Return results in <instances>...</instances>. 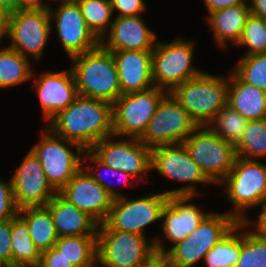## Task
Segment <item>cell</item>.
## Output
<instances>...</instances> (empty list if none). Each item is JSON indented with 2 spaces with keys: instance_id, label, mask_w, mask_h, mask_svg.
<instances>
[{
  "instance_id": "6da1fadb",
  "label": "cell",
  "mask_w": 266,
  "mask_h": 267,
  "mask_svg": "<svg viewBox=\"0 0 266 267\" xmlns=\"http://www.w3.org/2000/svg\"><path fill=\"white\" fill-rule=\"evenodd\" d=\"M46 127L55 135L90 150L97 142L114 135L112 104L78 95Z\"/></svg>"
},
{
  "instance_id": "7a4b0ae2",
  "label": "cell",
  "mask_w": 266,
  "mask_h": 267,
  "mask_svg": "<svg viewBox=\"0 0 266 267\" xmlns=\"http://www.w3.org/2000/svg\"><path fill=\"white\" fill-rule=\"evenodd\" d=\"M79 95L113 104L121 95L117 65L111 51L101 45L71 58Z\"/></svg>"
},
{
  "instance_id": "3957f363",
  "label": "cell",
  "mask_w": 266,
  "mask_h": 267,
  "mask_svg": "<svg viewBox=\"0 0 266 267\" xmlns=\"http://www.w3.org/2000/svg\"><path fill=\"white\" fill-rule=\"evenodd\" d=\"M198 126H208L227 105L228 78L202 72L169 92Z\"/></svg>"
},
{
  "instance_id": "277c9868",
  "label": "cell",
  "mask_w": 266,
  "mask_h": 267,
  "mask_svg": "<svg viewBox=\"0 0 266 267\" xmlns=\"http://www.w3.org/2000/svg\"><path fill=\"white\" fill-rule=\"evenodd\" d=\"M146 236L111 229L105 222L97 230V263L103 267H140L155 255Z\"/></svg>"
},
{
  "instance_id": "5b68a950",
  "label": "cell",
  "mask_w": 266,
  "mask_h": 267,
  "mask_svg": "<svg viewBox=\"0 0 266 267\" xmlns=\"http://www.w3.org/2000/svg\"><path fill=\"white\" fill-rule=\"evenodd\" d=\"M233 204L234 212H228L238 222H246L244 210L260 206L266 198V164L259 160L236 157L230 173L220 182Z\"/></svg>"
},
{
  "instance_id": "8992f818",
  "label": "cell",
  "mask_w": 266,
  "mask_h": 267,
  "mask_svg": "<svg viewBox=\"0 0 266 267\" xmlns=\"http://www.w3.org/2000/svg\"><path fill=\"white\" fill-rule=\"evenodd\" d=\"M37 144L31 148L38 157L50 185L59 192L83 167L80 154L85 150L78 144L55 135L45 127ZM76 149L77 155L71 148Z\"/></svg>"
},
{
  "instance_id": "52a82bcc",
  "label": "cell",
  "mask_w": 266,
  "mask_h": 267,
  "mask_svg": "<svg viewBox=\"0 0 266 267\" xmlns=\"http://www.w3.org/2000/svg\"><path fill=\"white\" fill-rule=\"evenodd\" d=\"M183 144L213 184H220L234 166L235 146L223 141L209 126H198Z\"/></svg>"
},
{
  "instance_id": "ba28073f",
  "label": "cell",
  "mask_w": 266,
  "mask_h": 267,
  "mask_svg": "<svg viewBox=\"0 0 266 267\" xmlns=\"http://www.w3.org/2000/svg\"><path fill=\"white\" fill-rule=\"evenodd\" d=\"M193 42L176 38L168 44L155 43L152 50L154 86L170 92L175 86L198 76L203 71L193 67Z\"/></svg>"
},
{
  "instance_id": "9c48e42d",
  "label": "cell",
  "mask_w": 266,
  "mask_h": 267,
  "mask_svg": "<svg viewBox=\"0 0 266 267\" xmlns=\"http://www.w3.org/2000/svg\"><path fill=\"white\" fill-rule=\"evenodd\" d=\"M167 93L153 86L144 91L122 94L112 104L114 135L140 139Z\"/></svg>"
},
{
  "instance_id": "30bf717a",
  "label": "cell",
  "mask_w": 266,
  "mask_h": 267,
  "mask_svg": "<svg viewBox=\"0 0 266 267\" xmlns=\"http://www.w3.org/2000/svg\"><path fill=\"white\" fill-rule=\"evenodd\" d=\"M48 7L26 6L9 14L7 36L11 45L24 57L40 60L51 32Z\"/></svg>"
},
{
  "instance_id": "8fae6325",
  "label": "cell",
  "mask_w": 266,
  "mask_h": 267,
  "mask_svg": "<svg viewBox=\"0 0 266 267\" xmlns=\"http://www.w3.org/2000/svg\"><path fill=\"white\" fill-rule=\"evenodd\" d=\"M198 127L189 113L168 92L139 139L146 147L183 143Z\"/></svg>"
},
{
  "instance_id": "7c38bea8",
  "label": "cell",
  "mask_w": 266,
  "mask_h": 267,
  "mask_svg": "<svg viewBox=\"0 0 266 267\" xmlns=\"http://www.w3.org/2000/svg\"><path fill=\"white\" fill-rule=\"evenodd\" d=\"M168 197L163 192L137 199L116 198L105 223L114 230L145 236V227L161 219Z\"/></svg>"
},
{
  "instance_id": "4fadbf2b",
  "label": "cell",
  "mask_w": 266,
  "mask_h": 267,
  "mask_svg": "<svg viewBox=\"0 0 266 267\" xmlns=\"http://www.w3.org/2000/svg\"><path fill=\"white\" fill-rule=\"evenodd\" d=\"M163 177L174 181L191 182L181 188L164 191L168 195L196 196L198 193L193 183H211L192 160L183 143L162 145L152 148V166Z\"/></svg>"
},
{
  "instance_id": "5bb4252c",
  "label": "cell",
  "mask_w": 266,
  "mask_h": 267,
  "mask_svg": "<svg viewBox=\"0 0 266 267\" xmlns=\"http://www.w3.org/2000/svg\"><path fill=\"white\" fill-rule=\"evenodd\" d=\"M111 137L115 135L97 142L89 151L104 165L144 180L143 175L152 169V149L136 138L114 141Z\"/></svg>"
},
{
  "instance_id": "9a60e30c",
  "label": "cell",
  "mask_w": 266,
  "mask_h": 267,
  "mask_svg": "<svg viewBox=\"0 0 266 267\" xmlns=\"http://www.w3.org/2000/svg\"><path fill=\"white\" fill-rule=\"evenodd\" d=\"M47 5L50 20L55 21L58 38L70 58L91 51L100 45V41L89 30L75 0L59 3L55 10L51 9L48 3Z\"/></svg>"
},
{
  "instance_id": "2e32d148",
  "label": "cell",
  "mask_w": 266,
  "mask_h": 267,
  "mask_svg": "<svg viewBox=\"0 0 266 267\" xmlns=\"http://www.w3.org/2000/svg\"><path fill=\"white\" fill-rule=\"evenodd\" d=\"M18 209L45 206L57 193L48 182L38 157L30 149L11 177Z\"/></svg>"
},
{
  "instance_id": "e0dca14e",
  "label": "cell",
  "mask_w": 266,
  "mask_h": 267,
  "mask_svg": "<svg viewBox=\"0 0 266 267\" xmlns=\"http://www.w3.org/2000/svg\"><path fill=\"white\" fill-rule=\"evenodd\" d=\"M64 199L86 212L98 224L108 217L114 198L82 167L58 192Z\"/></svg>"
},
{
  "instance_id": "ac0fdd59",
  "label": "cell",
  "mask_w": 266,
  "mask_h": 267,
  "mask_svg": "<svg viewBox=\"0 0 266 267\" xmlns=\"http://www.w3.org/2000/svg\"><path fill=\"white\" fill-rule=\"evenodd\" d=\"M44 120L50 121L66 109L79 95L71 68L61 72H47L34 79Z\"/></svg>"
},
{
  "instance_id": "d6986e66",
  "label": "cell",
  "mask_w": 266,
  "mask_h": 267,
  "mask_svg": "<svg viewBox=\"0 0 266 267\" xmlns=\"http://www.w3.org/2000/svg\"><path fill=\"white\" fill-rule=\"evenodd\" d=\"M194 197L196 196H169L162 210L161 237L165 236L173 246L187 238L208 215L198 206L188 203Z\"/></svg>"
},
{
  "instance_id": "ffe728a7",
  "label": "cell",
  "mask_w": 266,
  "mask_h": 267,
  "mask_svg": "<svg viewBox=\"0 0 266 267\" xmlns=\"http://www.w3.org/2000/svg\"><path fill=\"white\" fill-rule=\"evenodd\" d=\"M108 34L100 41L108 51H152L156 43V34L146 26L141 16H116Z\"/></svg>"
},
{
  "instance_id": "44dd1931",
  "label": "cell",
  "mask_w": 266,
  "mask_h": 267,
  "mask_svg": "<svg viewBox=\"0 0 266 267\" xmlns=\"http://www.w3.org/2000/svg\"><path fill=\"white\" fill-rule=\"evenodd\" d=\"M117 65L121 93L144 91L154 86L152 51H111Z\"/></svg>"
},
{
  "instance_id": "7402d4cb",
  "label": "cell",
  "mask_w": 266,
  "mask_h": 267,
  "mask_svg": "<svg viewBox=\"0 0 266 267\" xmlns=\"http://www.w3.org/2000/svg\"><path fill=\"white\" fill-rule=\"evenodd\" d=\"M45 206L52 214L59 237L97 236L99 224L86 212L64 199L58 192Z\"/></svg>"
},
{
  "instance_id": "603a6c76",
  "label": "cell",
  "mask_w": 266,
  "mask_h": 267,
  "mask_svg": "<svg viewBox=\"0 0 266 267\" xmlns=\"http://www.w3.org/2000/svg\"><path fill=\"white\" fill-rule=\"evenodd\" d=\"M230 74L227 104L247 121L266 118V91L243 82L234 72Z\"/></svg>"
},
{
  "instance_id": "cb8c5ba5",
  "label": "cell",
  "mask_w": 266,
  "mask_h": 267,
  "mask_svg": "<svg viewBox=\"0 0 266 267\" xmlns=\"http://www.w3.org/2000/svg\"><path fill=\"white\" fill-rule=\"evenodd\" d=\"M249 15V4L234 5L210 13L207 21L216 44L221 47H225L228 41L237 44Z\"/></svg>"
},
{
  "instance_id": "d4e9b609",
  "label": "cell",
  "mask_w": 266,
  "mask_h": 267,
  "mask_svg": "<svg viewBox=\"0 0 266 267\" xmlns=\"http://www.w3.org/2000/svg\"><path fill=\"white\" fill-rule=\"evenodd\" d=\"M18 214L28 224L30 237L41 253L55 245L59 236L46 206L25 207L19 209Z\"/></svg>"
},
{
  "instance_id": "484cf974",
  "label": "cell",
  "mask_w": 266,
  "mask_h": 267,
  "mask_svg": "<svg viewBox=\"0 0 266 267\" xmlns=\"http://www.w3.org/2000/svg\"><path fill=\"white\" fill-rule=\"evenodd\" d=\"M12 267H38L41 252L30 237L28 224L17 214L11 219Z\"/></svg>"
},
{
  "instance_id": "4316f807",
  "label": "cell",
  "mask_w": 266,
  "mask_h": 267,
  "mask_svg": "<svg viewBox=\"0 0 266 267\" xmlns=\"http://www.w3.org/2000/svg\"><path fill=\"white\" fill-rule=\"evenodd\" d=\"M54 247L74 267H93L97 262V236L59 237Z\"/></svg>"
},
{
  "instance_id": "83f0119b",
  "label": "cell",
  "mask_w": 266,
  "mask_h": 267,
  "mask_svg": "<svg viewBox=\"0 0 266 267\" xmlns=\"http://www.w3.org/2000/svg\"><path fill=\"white\" fill-rule=\"evenodd\" d=\"M152 240L156 255L164 256L174 267H194L215 246L200 245L194 239L187 237L166 250L161 237L156 236Z\"/></svg>"
},
{
  "instance_id": "f1b7e54d",
  "label": "cell",
  "mask_w": 266,
  "mask_h": 267,
  "mask_svg": "<svg viewBox=\"0 0 266 267\" xmlns=\"http://www.w3.org/2000/svg\"><path fill=\"white\" fill-rule=\"evenodd\" d=\"M28 57L4 47L0 50V88L13 87L35 77Z\"/></svg>"
},
{
  "instance_id": "f546056e",
  "label": "cell",
  "mask_w": 266,
  "mask_h": 267,
  "mask_svg": "<svg viewBox=\"0 0 266 267\" xmlns=\"http://www.w3.org/2000/svg\"><path fill=\"white\" fill-rule=\"evenodd\" d=\"M239 222L228 213H208L198 227L189 234L200 245H216Z\"/></svg>"
},
{
  "instance_id": "4dcf8cb0",
  "label": "cell",
  "mask_w": 266,
  "mask_h": 267,
  "mask_svg": "<svg viewBox=\"0 0 266 267\" xmlns=\"http://www.w3.org/2000/svg\"><path fill=\"white\" fill-rule=\"evenodd\" d=\"M246 222H239L222 240L211 249L204 261L207 267H235L240 256V233Z\"/></svg>"
},
{
  "instance_id": "1f68e13d",
  "label": "cell",
  "mask_w": 266,
  "mask_h": 267,
  "mask_svg": "<svg viewBox=\"0 0 266 267\" xmlns=\"http://www.w3.org/2000/svg\"><path fill=\"white\" fill-rule=\"evenodd\" d=\"M86 21L89 30L101 41L109 31L112 6L110 0H75Z\"/></svg>"
},
{
  "instance_id": "d6a6232c",
  "label": "cell",
  "mask_w": 266,
  "mask_h": 267,
  "mask_svg": "<svg viewBox=\"0 0 266 267\" xmlns=\"http://www.w3.org/2000/svg\"><path fill=\"white\" fill-rule=\"evenodd\" d=\"M235 151L237 157L247 160L266 157V118L248 121Z\"/></svg>"
},
{
  "instance_id": "836d02e7",
  "label": "cell",
  "mask_w": 266,
  "mask_h": 267,
  "mask_svg": "<svg viewBox=\"0 0 266 267\" xmlns=\"http://www.w3.org/2000/svg\"><path fill=\"white\" fill-rule=\"evenodd\" d=\"M248 121L228 104L209 123V127L225 142L236 146L241 140ZM211 125V126H210Z\"/></svg>"
},
{
  "instance_id": "e575fe53",
  "label": "cell",
  "mask_w": 266,
  "mask_h": 267,
  "mask_svg": "<svg viewBox=\"0 0 266 267\" xmlns=\"http://www.w3.org/2000/svg\"><path fill=\"white\" fill-rule=\"evenodd\" d=\"M235 267H266V236L257 231L240 233V256Z\"/></svg>"
},
{
  "instance_id": "d590c367",
  "label": "cell",
  "mask_w": 266,
  "mask_h": 267,
  "mask_svg": "<svg viewBox=\"0 0 266 267\" xmlns=\"http://www.w3.org/2000/svg\"><path fill=\"white\" fill-rule=\"evenodd\" d=\"M233 72L243 82L266 91V53L243 56Z\"/></svg>"
},
{
  "instance_id": "8d00e7d4",
  "label": "cell",
  "mask_w": 266,
  "mask_h": 267,
  "mask_svg": "<svg viewBox=\"0 0 266 267\" xmlns=\"http://www.w3.org/2000/svg\"><path fill=\"white\" fill-rule=\"evenodd\" d=\"M237 46H246L244 56L266 53V19L250 14Z\"/></svg>"
},
{
  "instance_id": "74e56055",
  "label": "cell",
  "mask_w": 266,
  "mask_h": 267,
  "mask_svg": "<svg viewBox=\"0 0 266 267\" xmlns=\"http://www.w3.org/2000/svg\"><path fill=\"white\" fill-rule=\"evenodd\" d=\"M84 156L86 157L85 160H90V162H92L93 164L96 165V168L101 167L102 169H105L106 173H111L115 174V176H120V177H125V181L123 183H125V185L129 184L130 182H126L127 180H130V178H134L132 177L130 174L125 173V172H121L118 170H114L110 167H108L107 165H104L103 163H101L89 150H85V152L83 153ZM83 168L89 173V175L95 180L97 181L105 190L108 191V193L114 198H120L124 195L120 194L118 191H116V189L113 187L114 185H111V182L109 183L108 181L106 182V180H104L101 176V173H93L91 170H89V166L88 168L83 166ZM122 183V182H121ZM120 186V185H119Z\"/></svg>"
},
{
  "instance_id": "f35d334b",
  "label": "cell",
  "mask_w": 266,
  "mask_h": 267,
  "mask_svg": "<svg viewBox=\"0 0 266 267\" xmlns=\"http://www.w3.org/2000/svg\"><path fill=\"white\" fill-rule=\"evenodd\" d=\"M15 205L12 181L4 182L0 179V221L12 219L18 214Z\"/></svg>"
},
{
  "instance_id": "ab89813d",
  "label": "cell",
  "mask_w": 266,
  "mask_h": 267,
  "mask_svg": "<svg viewBox=\"0 0 266 267\" xmlns=\"http://www.w3.org/2000/svg\"><path fill=\"white\" fill-rule=\"evenodd\" d=\"M112 12L118 11L117 16H140L145 12L144 0H110Z\"/></svg>"
},
{
  "instance_id": "60d3db41",
  "label": "cell",
  "mask_w": 266,
  "mask_h": 267,
  "mask_svg": "<svg viewBox=\"0 0 266 267\" xmlns=\"http://www.w3.org/2000/svg\"><path fill=\"white\" fill-rule=\"evenodd\" d=\"M0 257L12 267L11 219L0 221Z\"/></svg>"
},
{
  "instance_id": "b9f144b4",
  "label": "cell",
  "mask_w": 266,
  "mask_h": 267,
  "mask_svg": "<svg viewBox=\"0 0 266 267\" xmlns=\"http://www.w3.org/2000/svg\"><path fill=\"white\" fill-rule=\"evenodd\" d=\"M38 267H74L54 246L41 253Z\"/></svg>"
},
{
  "instance_id": "7bdbcfd3",
  "label": "cell",
  "mask_w": 266,
  "mask_h": 267,
  "mask_svg": "<svg viewBox=\"0 0 266 267\" xmlns=\"http://www.w3.org/2000/svg\"><path fill=\"white\" fill-rule=\"evenodd\" d=\"M208 15L214 11L227 8L234 5L248 4L245 0H203Z\"/></svg>"
},
{
  "instance_id": "ee69618b",
  "label": "cell",
  "mask_w": 266,
  "mask_h": 267,
  "mask_svg": "<svg viewBox=\"0 0 266 267\" xmlns=\"http://www.w3.org/2000/svg\"><path fill=\"white\" fill-rule=\"evenodd\" d=\"M261 206L262 212L257 216V221L254 222L248 219L246 223L247 226H251V224H254V226L256 227V231L266 236V198L262 202Z\"/></svg>"
},
{
  "instance_id": "f6af8a7d",
  "label": "cell",
  "mask_w": 266,
  "mask_h": 267,
  "mask_svg": "<svg viewBox=\"0 0 266 267\" xmlns=\"http://www.w3.org/2000/svg\"><path fill=\"white\" fill-rule=\"evenodd\" d=\"M250 14L266 19V0H251Z\"/></svg>"
},
{
  "instance_id": "bcb514c9",
  "label": "cell",
  "mask_w": 266,
  "mask_h": 267,
  "mask_svg": "<svg viewBox=\"0 0 266 267\" xmlns=\"http://www.w3.org/2000/svg\"><path fill=\"white\" fill-rule=\"evenodd\" d=\"M0 6L9 14L26 7L22 0H0Z\"/></svg>"
},
{
  "instance_id": "7dc6e473",
  "label": "cell",
  "mask_w": 266,
  "mask_h": 267,
  "mask_svg": "<svg viewBox=\"0 0 266 267\" xmlns=\"http://www.w3.org/2000/svg\"><path fill=\"white\" fill-rule=\"evenodd\" d=\"M9 22V13L0 6V42L4 36H7Z\"/></svg>"
},
{
  "instance_id": "c3c4849f",
  "label": "cell",
  "mask_w": 266,
  "mask_h": 267,
  "mask_svg": "<svg viewBox=\"0 0 266 267\" xmlns=\"http://www.w3.org/2000/svg\"><path fill=\"white\" fill-rule=\"evenodd\" d=\"M148 267H174L164 256L155 255L149 262Z\"/></svg>"
},
{
  "instance_id": "681fc988",
  "label": "cell",
  "mask_w": 266,
  "mask_h": 267,
  "mask_svg": "<svg viewBox=\"0 0 266 267\" xmlns=\"http://www.w3.org/2000/svg\"><path fill=\"white\" fill-rule=\"evenodd\" d=\"M25 6L32 7H48L46 4H42V0H22Z\"/></svg>"
},
{
  "instance_id": "f907efd6",
  "label": "cell",
  "mask_w": 266,
  "mask_h": 267,
  "mask_svg": "<svg viewBox=\"0 0 266 267\" xmlns=\"http://www.w3.org/2000/svg\"><path fill=\"white\" fill-rule=\"evenodd\" d=\"M0 267H10V266L0 257Z\"/></svg>"
},
{
  "instance_id": "816d5d0a",
  "label": "cell",
  "mask_w": 266,
  "mask_h": 267,
  "mask_svg": "<svg viewBox=\"0 0 266 267\" xmlns=\"http://www.w3.org/2000/svg\"><path fill=\"white\" fill-rule=\"evenodd\" d=\"M50 1H51V0H50ZM53 1H55V2L60 1V3H62V2H68V1H71V0H53Z\"/></svg>"
},
{
  "instance_id": "f5cc1de1",
  "label": "cell",
  "mask_w": 266,
  "mask_h": 267,
  "mask_svg": "<svg viewBox=\"0 0 266 267\" xmlns=\"http://www.w3.org/2000/svg\"><path fill=\"white\" fill-rule=\"evenodd\" d=\"M140 267H148V263L147 264H144L143 266H140Z\"/></svg>"
}]
</instances>
